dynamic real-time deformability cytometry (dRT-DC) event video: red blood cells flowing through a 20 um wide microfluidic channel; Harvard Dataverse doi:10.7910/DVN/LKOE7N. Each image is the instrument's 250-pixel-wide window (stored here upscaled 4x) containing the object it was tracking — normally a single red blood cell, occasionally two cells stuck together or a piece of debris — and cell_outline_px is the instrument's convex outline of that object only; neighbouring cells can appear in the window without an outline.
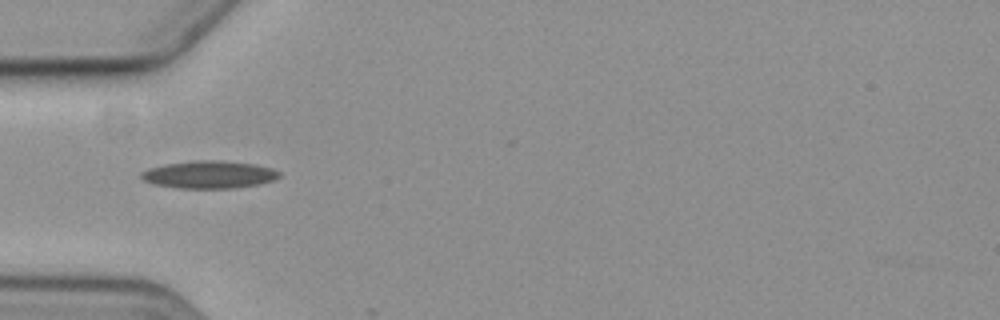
{"species": "common noctule bat (a hibernating species)", "species_latin": "Nyctalus noctula", "temperature_condition": "cold", "stored_images_in_passage": 6, "camera_frame_rate_fps": 3000, "um_per_image_px": 0.085, "animal": {"sex": "female", "body_mass_g": 19.3, "forearm_length_mm": 54.1}, "frame": {"image": 1, "passage_image": 1, "time_ms": 0.0, "image_size_px": [1000, 320], "cell_outline_px": [[280, 176], [272, 180], [260, 184], [232, 188], [180, 188], [152, 184], [144, 180], [140, 176], [140, 172], [148, 168], [164, 164], [192, 160], [220, 160], [256, 164], [272, 168], [280, 172]], "centroid_in_image_um": [17.75, 14.83], "position_along_channel_um": 67.2, "area_um2": 22.31}}
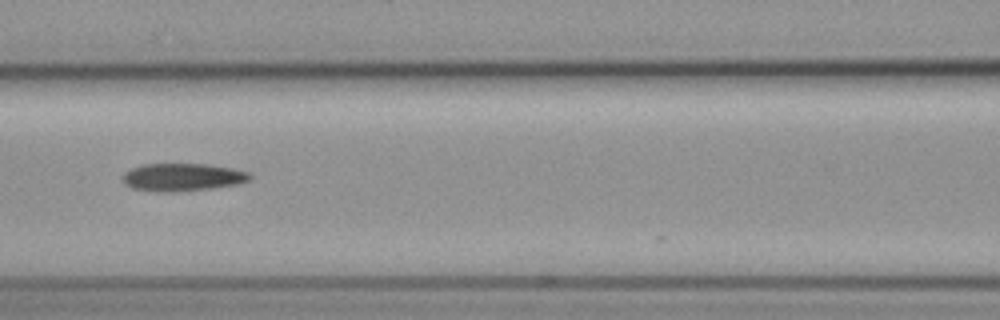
{"frame": {"image": 2, "passage_image": 3, "time_ms": 2.333, "image_size_px": [1000, 320], "cell_outline_px": [[252, 176], [248, 180], [240, 184], [212, 188], [172, 192], [156, 192], [132, 188], [124, 184], [124, 172], [132, 168], [144, 164], [208, 164], [232, 168], [248, 172]], "centroid_in_image_um": [15.52, 15.06], "position_along_channel_um": 151.1, "area_um2": 20.58}}
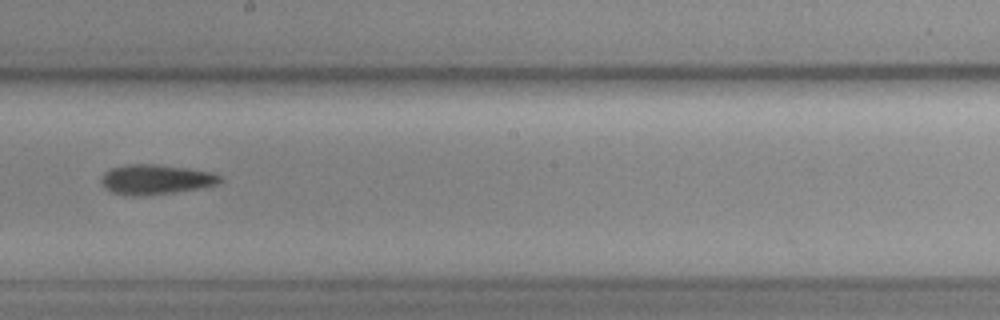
{"frame": {"image": 3, "passage_image": 5, "time_ms": 4.667, "image_size_px": [1000, 320], "cell_outline_px": [[224, 180], [216, 184], [176, 192], [140, 196], [128, 196], [112, 192], [100, 180], [100, 176], [104, 172], [112, 168], [128, 164], [156, 164], [188, 168], [212, 172], [224, 176]], "centroid_in_image_um": [13.26, 15.24], "position_along_channel_um": 234.9, "area_um2": 20.69}}